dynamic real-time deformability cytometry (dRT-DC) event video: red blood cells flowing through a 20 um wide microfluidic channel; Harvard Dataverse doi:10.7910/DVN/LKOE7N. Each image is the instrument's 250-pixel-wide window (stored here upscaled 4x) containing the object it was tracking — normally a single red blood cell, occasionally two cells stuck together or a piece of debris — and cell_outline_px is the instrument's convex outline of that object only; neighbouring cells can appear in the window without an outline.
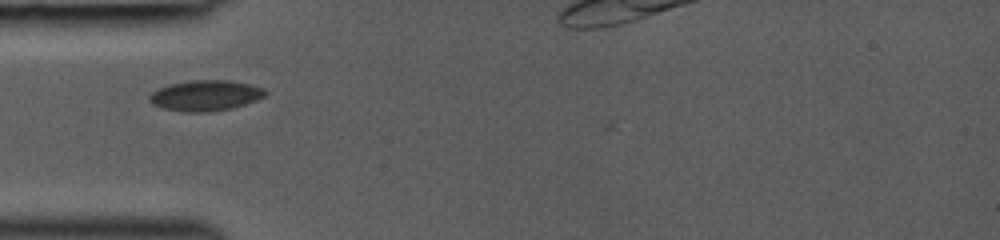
{"species": "common noctule bat (a hibernating species)", "species_latin": "Nyctalus noctula", "temperature_condition": "room temperature", "stored_images_in_passage": 4, "camera_frame_rate_fps": 3000, "um_per_image_px": 0.085, "animal": {"sex": "female", "body_mass_g": 19.0, "forearm_length_mm": 53.3}, "frame": {"image": 1, "passage_image": 1, "time_ms": 0.0, "image_size_px": [1000, 240], "cell_outline_px": [[268, 92], [264, 96], [256, 100], [232, 108], [208, 112], [180, 112], [164, 108], [152, 104], [148, 100], [148, 96], [152, 92], [160, 88], [172, 84], [192, 80], [228, 80], [248, 84], [264, 88]], "centroid_in_image_um": [17.45, 8.13], "position_along_channel_um": 67.5, "area_um2": 20.58}}